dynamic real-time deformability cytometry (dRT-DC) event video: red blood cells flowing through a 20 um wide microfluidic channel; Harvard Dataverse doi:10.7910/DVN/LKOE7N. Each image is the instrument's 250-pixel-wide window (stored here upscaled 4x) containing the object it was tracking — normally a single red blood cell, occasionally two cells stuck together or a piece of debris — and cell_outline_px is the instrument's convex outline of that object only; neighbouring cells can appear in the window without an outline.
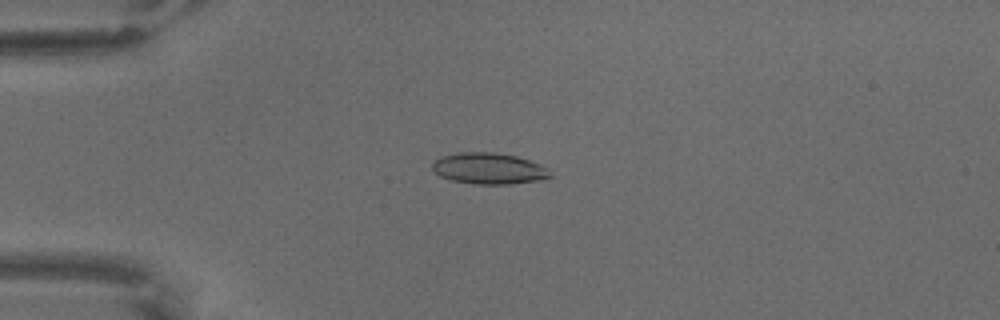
{"species": "common noctule bat (a hibernating species)", "species_latin": "Nyctalus noctula", "temperature_condition": "warm", "stored_images_in_passage": 67, "camera_frame_rate_fps": 3000, "um_per_image_px": 0.085, "animal": {"sex": "male", "body_mass_g": 18.8}, "frame": {"image": 1, "passage_image": 18, "time_ms": 5.667, "image_size_px": [1000, 320], "cell_outline_px": [[552, 176], [540, 180], [508, 184], [472, 184], [452, 180], [440, 176], [432, 168], [432, 160], [440, 156], [460, 152], [492, 152], [516, 156], [540, 164], [548, 168], [552, 172]], "centroid_in_image_um": [41.54, 14.32], "position_along_channel_um": 43.5, "area_um2": 21.56}}
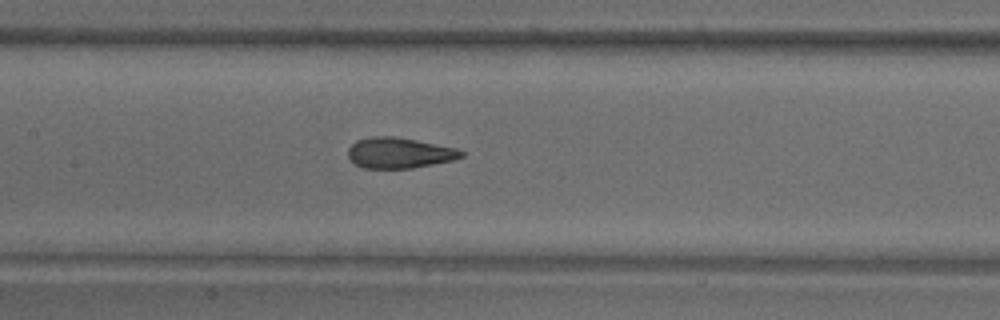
{"frame": {"image": 2, "passage_image": 33, "time_ms": 10.667, "image_size_px": [1000, 320], "cell_outline_px": [[464, 156], [452, 160], [412, 168], [364, 168], [356, 164], [348, 156], [348, 148], [356, 140], [368, 136], [396, 136], [456, 148], [464, 152]], "centroid_in_image_um": [33.92, 12.98], "position_along_channel_um": 173.5, "area_um2": 20.17}}
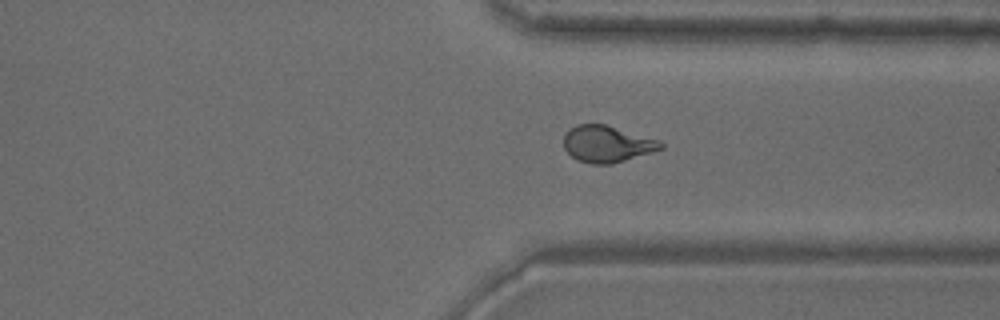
{"frame": {"image": 3, "passage_image": 51, "time_ms": 16.667, "image_size_px": [1000, 320], "cell_outline_px": [[664, 148], [652, 152], [612, 164], [592, 164], [576, 160], [564, 148], [564, 136], [576, 124], [604, 124], [660, 140], [664, 144]], "centroid_in_image_um": [51.61, 12.25], "position_along_channel_um": 359.8, "area_um2": 20.58}}